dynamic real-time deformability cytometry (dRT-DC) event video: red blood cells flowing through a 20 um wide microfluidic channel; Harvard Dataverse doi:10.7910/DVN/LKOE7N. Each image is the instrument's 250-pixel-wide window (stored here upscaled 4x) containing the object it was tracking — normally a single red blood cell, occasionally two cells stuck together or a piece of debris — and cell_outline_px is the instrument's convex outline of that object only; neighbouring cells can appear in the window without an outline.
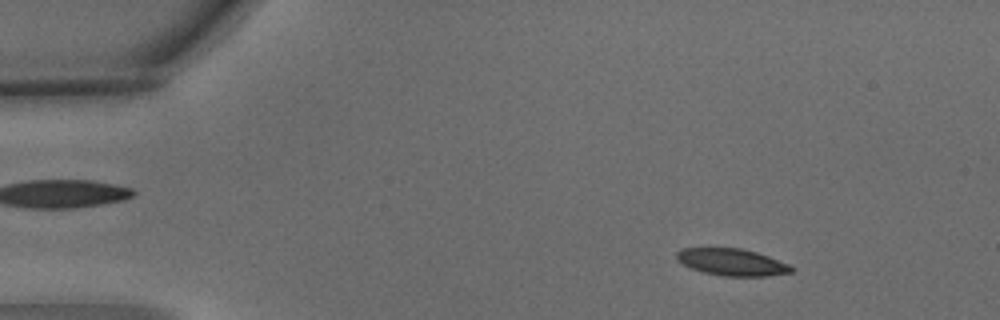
{"species": "common noctule bat (a hibernating species)", "species_latin": "Nyctalus noctula", "temperature_condition": "warm", "stored_images_in_passage": 4, "camera_frame_rate_fps": 3000, "um_per_image_px": 0.085, "animal": {"sex": "male", "body_mass_g": 15.6}, "frame": {"image": 1, "passage_image": 2, "time_ms": 0.333, "image_size_px": [1000, 320], "cell_outline_px": [[796, 268], [792, 272], [768, 276], [724, 276], [704, 272], [692, 268], [676, 260], [676, 252], [684, 248], [740, 248], [756, 252], [768, 256], [788, 264]], "centroid_in_image_um": [62.23, 22.28], "position_along_channel_um": 22.8, "area_um2": 17.92}}